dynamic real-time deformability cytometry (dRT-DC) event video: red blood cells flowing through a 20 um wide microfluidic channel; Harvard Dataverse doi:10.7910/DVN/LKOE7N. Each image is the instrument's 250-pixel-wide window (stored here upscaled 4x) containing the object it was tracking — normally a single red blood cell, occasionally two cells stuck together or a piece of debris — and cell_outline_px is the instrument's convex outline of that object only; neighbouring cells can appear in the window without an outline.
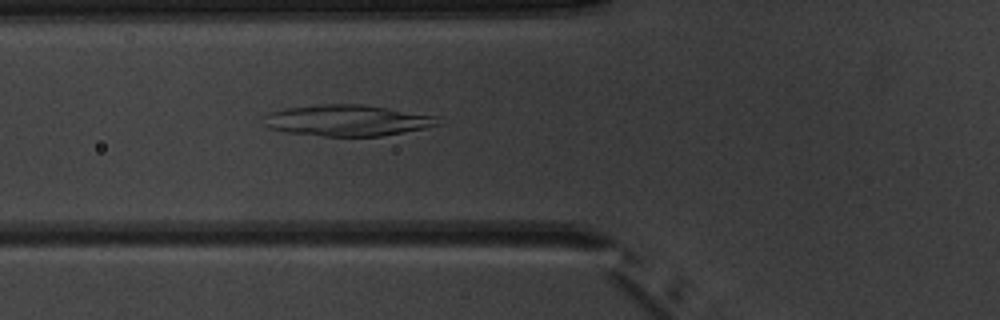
{"species": "common noctule bat (a hibernating species)", "species_latin": "Nyctalus noctula", "temperature_condition": "warm", "stored_images_in_passage": 5, "camera_frame_rate_fps": 3000, "um_per_image_px": 0.085, "animal": {"sex": "male", "body_mass_g": 20.1, "forearm_length_mm": 53.5}, "frame": {"image": 1, "passage_image": 5, "time_ms": 4.667, "image_size_px": [1000, 320], "cell_outline_px": [[440, 124], [424, 128], [380, 136], [320, 136], [284, 132], [268, 128], [264, 124], [260, 116], [268, 112], [284, 108], [324, 104], [360, 104], [388, 108], [440, 116]], "centroid_in_image_um": [29.46, 10.23], "position_along_channel_um": 96.3, "area_um2": 31.96}}